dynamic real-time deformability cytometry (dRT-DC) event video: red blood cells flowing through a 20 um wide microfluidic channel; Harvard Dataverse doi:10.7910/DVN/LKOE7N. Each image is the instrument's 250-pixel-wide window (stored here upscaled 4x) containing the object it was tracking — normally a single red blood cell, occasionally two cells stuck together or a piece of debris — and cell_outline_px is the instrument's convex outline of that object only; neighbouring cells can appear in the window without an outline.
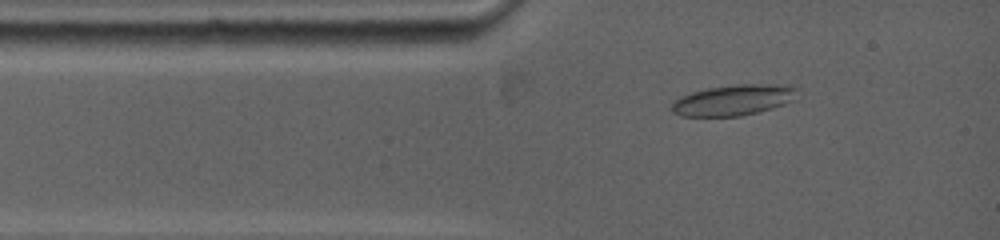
{"species": "common noctule bat (a hibernating species)", "species_latin": "Nyctalus noctula", "temperature_condition": "warm", "stored_images_in_passage": 47, "camera_frame_rate_fps": 5000, "um_per_image_px": 0.085, "animal": {"sex": "female", "body_mass_g": 19.0, "forearm_length_mm": 53.3}, "frame": {"image": 1, "passage_image": 4, "time_ms": 1.0, "image_size_px": [1000, 240], "cell_outline_px": [[796, 100], [772, 108], [740, 116], [680, 116], [672, 112], [672, 104], [680, 96], [692, 92], [708, 88], [736, 84], [788, 84], [796, 88]], "centroid_in_image_um": [62.37, 8.5], "position_along_channel_um": 22.6, "area_um2": 22.54}}
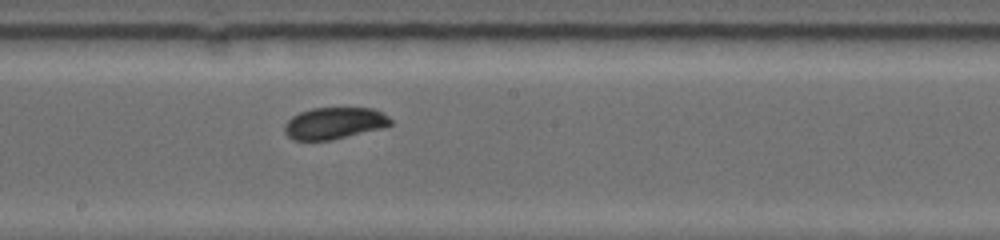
{"frame": {"image": 2, "passage_image": 20, "time_ms": 6.4, "image_size_px": [1000, 240], "cell_outline_px": [[392, 124], [384, 128], [328, 140], [292, 140], [284, 132], [284, 124], [292, 116], [300, 112], [312, 108], [372, 108], [384, 112], [392, 120]], "centroid_in_image_um": [28.43, 10.46], "position_along_channel_um": 219.8, "area_um2": 19.65}}
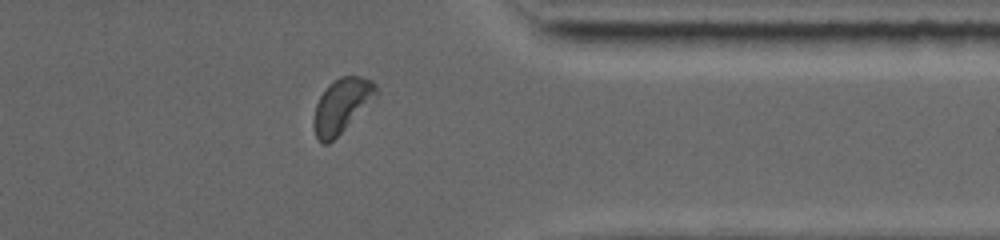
{"frame": {"image": 3, "passage_image": 36, "time_ms": 10.8, "image_size_px": [1000, 240], "cell_outline_px": [[376, 96], [328, 144], [324, 144], [316, 136], [312, 124], [312, 120], [316, 104], [320, 96], [328, 84], [332, 80], [340, 76], [360, 76], [372, 80], [376, 84]], "centroid_in_image_um": [29.0, 8.93], "position_along_channel_um": 382.4, "area_um2": 19.31}, "authors_computed_cell_mechanics": {"area_um2": 20.0566, "velocity_mm_per_s": 3.894, "shape_relaxation_time_tau1_ms": 2.8068, "shape_relaxation_time_tau2_ms": null, "deformation_change_tau1": 0.0904, "deformation_change_tau2": null}}